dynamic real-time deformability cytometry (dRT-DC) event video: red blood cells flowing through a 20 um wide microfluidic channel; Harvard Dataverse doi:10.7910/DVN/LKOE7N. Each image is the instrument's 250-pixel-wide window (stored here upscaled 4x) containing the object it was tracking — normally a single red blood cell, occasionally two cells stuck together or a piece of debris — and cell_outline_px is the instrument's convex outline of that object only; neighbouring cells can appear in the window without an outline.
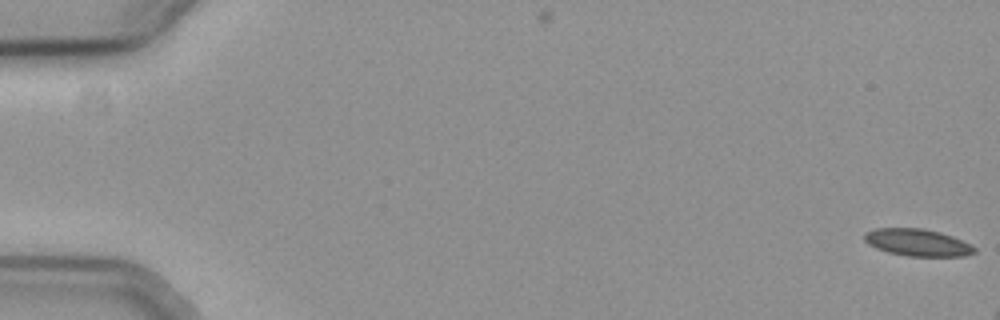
{"species": "common noctule bat (a hibernating species)", "species_latin": "Nyctalus noctula", "temperature_condition": "cold", "stored_images_in_passage": 7, "camera_frame_rate_fps": 3000, "um_per_image_px": 0.085, "animal": {"sex": "female", "body_mass_g": 19.3, "forearm_length_mm": 54.1}, "frame": {"image": 1, "passage_image": 1, "time_ms": 0.0, "image_size_px": [1000, 320], "cell_outline_px": [[976, 252], [964, 256], [908, 256], [888, 252], [876, 248], [868, 244], [864, 240], [864, 232], [876, 228], [924, 228], [940, 232], [952, 236], [976, 248]], "centroid_in_image_um": [77.95, 20.61], "position_along_channel_um": 7.1, "area_um2": 17.34}}